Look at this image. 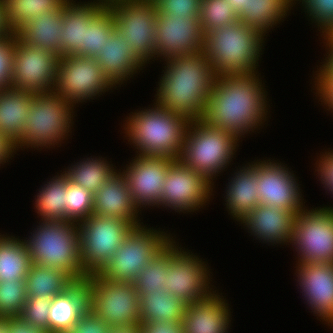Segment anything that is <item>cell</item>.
Segmentation results:
<instances>
[{
    "instance_id": "obj_1",
    "label": "cell",
    "mask_w": 333,
    "mask_h": 333,
    "mask_svg": "<svg viewBox=\"0 0 333 333\" xmlns=\"http://www.w3.org/2000/svg\"><path fill=\"white\" fill-rule=\"evenodd\" d=\"M256 74L217 76L200 120L239 141L242 135L255 132L268 115L267 91Z\"/></svg>"
},
{
    "instance_id": "obj_2",
    "label": "cell",
    "mask_w": 333,
    "mask_h": 333,
    "mask_svg": "<svg viewBox=\"0 0 333 333\" xmlns=\"http://www.w3.org/2000/svg\"><path fill=\"white\" fill-rule=\"evenodd\" d=\"M163 60L166 70L158 82L156 103L190 121L199 120L216 78L207 57L201 51Z\"/></svg>"
},
{
    "instance_id": "obj_3",
    "label": "cell",
    "mask_w": 333,
    "mask_h": 333,
    "mask_svg": "<svg viewBox=\"0 0 333 333\" xmlns=\"http://www.w3.org/2000/svg\"><path fill=\"white\" fill-rule=\"evenodd\" d=\"M265 36L240 20L204 34L203 53L215 76L257 73Z\"/></svg>"
},
{
    "instance_id": "obj_4",
    "label": "cell",
    "mask_w": 333,
    "mask_h": 333,
    "mask_svg": "<svg viewBox=\"0 0 333 333\" xmlns=\"http://www.w3.org/2000/svg\"><path fill=\"white\" fill-rule=\"evenodd\" d=\"M153 105L151 109H142L127 117L124 125L127 139L140 155L178 159L190 120L156 102Z\"/></svg>"
},
{
    "instance_id": "obj_5",
    "label": "cell",
    "mask_w": 333,
    "mask_h": 333,
    "mask_svg": "<svg viewBox=\"0 0 333 333\" xmlns=\"http://www.w3.org/2000/svg\"><path fill=\"white\" fill-rule=\"evenodd\" d=\"M78 223L42 221L32 236L25 240L33 264L56 268L67 273L75 282L89 275L82 267ZM37 229V230H36Z\"/></svg>"
},
{
    "instance_id": "obj_6",
    "label": "cell",
    "mask_w": 333,
    "mask_h": 333,
    "mask_svg": "<svg viewBox=\"0 0 333 333\" xmlns=\"http://www.w3.org/2000/svg\"><path fill=\"white\" fill-rule=\"evenodd\" d=\"M238 139L231 133L203 123L190 121L178 160L203 174L211 183L234 157ZM235 151V152H234Z\"/></svg>"
},
{
    "instance_id": "obj_7",
    "label": "cell",
    "mask_w": 333,
    "mask_h": 333,
    "mask_svg": "<svg viewBox=\"0 0 333 333\" xmlns=\"http://www.w3.org/2000/svg\"><path fill=\"white\" fill-rule=\"evenodd\" d=\"M74 106L64 100L55 89L36 93L27 111L23 134L15 144L16 150L23 146L49 148L61 143L69 135L74 123Z\"/></svg>"
},
{
    "instance_id": "obj_8",
    "label": "cell",
    "mask_w": 333,
    "mask_h": 333,
    "mask_svg": "<svg viewBox=\"0 0 333 333\" xmlns=\"http://www.w3.org/2000/svg\"><path fill=\"white\" fill-rule=\"evenodd\" d=\"M88 310L110 327L140 323L139 294L133 282L112 281L98 273L85 278Z\"/></svg>"
},
{
    "instance_id": "obj_9",
    "label": "cell",
    "mask_w": 333,
    "mask_h": 333,
    "mask_svg": "<svg viewBox=\"0 0 333 333\" xmlns=\"http://www.w3.org/2000/svg\"><path fill=\"white\" fill-rule=\"evenodd\" d=\"M140 224L142 223L95 214L78 223L83 269L89 275L98 273L117 252L133 227Z\"/></svg>"
},
{
    "instance_id": "obj_10",
    "label": "cell",
    "mask_w": 333,
    "mask_h": 333,
    "mask_svg": "<svg viewBox=\"0 0 333 333\" xmlns=\"http://www.w3.org/2000/svg\"><path fill=\"white\" fill-rule=\"evenodd\" d=\"M172 238L170 234L141 224L134 226L98 274L112 281L133 282Z\"/></svg>"
},
{
    "instance_id": "obj_11",
    "label": "cell",
    "mask_w": 333,
    "mask_h": 333,
    "mask_svg": "<svg viewBox=\"0 0 333 333\" xmlns=\"http://www.w3.org/2000/svg\"><path fill=\"white\" fill-rule=\"evenodd\" d=\"M115 29L127 41L133 55L145 66L155 57L157 11L151 0H127L107 6ZM148 61V62H147Z\"/></svg>"
},
{
    "instance_id": "obj_12",
    "label": "cell",
    "mask_w": 333,
    "mask_h": 333,
    "mask_svg": "<svg viewBox=\"0 0 333 333\" xmlns=\"http://www.w3.org/2000/svg\"><path fill=\"white\" fill-rule=\"evenodd\" d=\"M291 243L298 263H333V207L298 212Z\"/></svg>"
},
{
    "instance_id": "obj_13",
    "label": "cell",
    "mask_w": 333,
    "mask_h": 333,
    "mask_svg": "<svg viewBox=\"0 0 333 333\" xmlns=\"http://www.w3.org/2000/svg\"><path fill=\"white\" fill-rule=\"evenodd\" d=\"M113 87L95 58L59 57L55 90L67 102L76 105L78 102L92 100Z\"/></svg>"
},
{
    "instance_id": "obj_14",
    "label": "cell",
    "mask_w": 333,
    "mask_h": 333,
    "mask_svg": "<svg viewBox=\"0 0 333 333\" xmlns=\"http://www.w3.org/2000/svg\"><path fill=\"white\" fill-rule=\"evenodd\" d=\"M59 57L49 50L28 46L16 36L11 87L35 94L54 90Z\"/></svg>"
},
{
    "instance_id": "obj_15",
    "label": "cell",
    "mask_w": 333,
    "mask_h": 333,
    "mask_svg": "<svg viewBox=\"0 0 333 333\" xmlns=\"http://www.w3.org/2000/svg\"><path fill=\"white\" fill-rule=\"evenodd\" d=\"M164 183L158 208L161 205L179 213L194 212L209 203L214 185L178 159L169 166Z\"/></svg>"
},
{
    "instance_id": "obj_16",
    "label": "cell",
    "mask_w": 333,
    "mask_h": 333,
    "mask_svg": "<svg viewBox=\"0 0 333 333\" xmlns=\"http://www.w3.org/2000/svg\"><path fill=\"white\" fill-rule=\"evenodd\" d=\"M181 246L171 256L166 266L165 289L167 293L190 304L208 298L215 291L210 288L207 264Z\"/></svg>"
},
{
    "instance_id": "obj_17",
    "label": "cell",
    "mask_w": 333,
    "mask_h": 333,
    "mask_svg": "<svg viewBox=\"0 0 333 333\" xmlns=\"http://www.w3.org/2000/svg\"><path fill=\"white\" fill-rule=\"evenodd\" d=\"M268 161L255 162L260 204L289 212L304 211L301 189L294 174L281 162Z\"/></svg>"
},
{
    "instance_id": "obj_18",
    "label": "cell",
    "mask_w": 333,
    "mask_h": 333,
    "mask_svg": "<svg viewBox=\"0 0 333 333\" xmlns=\"http://www.w3.org/2000/svg\"><path fill=\"white\" fill-rule=\"evenodd\" d=\"M134 158L122 172L132 199L139 210L158 206L168 168L176 159L140 154Z\"/></svg>"
},
{
    "instance_id": "obj_19",
    "label": "cell",
    "mask_w": 333,
    "mask_h": 333,
    "mask_svg": "<svg viewBox=\"0 0 333 333\" xmlns=\"http://www.w3.org/2000/svg\"><path fill=\"white\" fill-rule=\"evenodd\" d=\"M156 25V57L169 59L203 51L204 34L199 18L157 13Z\"/></svg>"
},
{
    "instance_id": "obj_20",
    "label": "cell",
    "mask_w": 333,
    "mask_h": 333,
    "mask_svg": "<svg viewBox=\"0 0 333 333\" xmlns=\"http://www.w3.org/2000/svg\"><path fill=\"white\" fill-rule=\"evenodd\" d=\"M302 296L315 316L333 326V263H297Z\"/></svg>"
},
{
    "instance_id": "obj_21",
    "label": "cell",
    "mask_w": 333,
    "mask_h": 333,
    "mask_svg": "<svg viewBox=\"0 0 333 333\" xmlns=\"http://www.w3.org/2000/svg\"><path fill=\"white\" fill-rule=\"evenodd\" d=\"M297 214L298 212L260 204L240 222L246 226L251 235L256 236V239L273 245L276 243L289 245Z\"/></svg>"
},
{
    "instance_id": "obj_22",
    "label": "cell",
    "mask_w": 333,
    "mask_h": 333,
    "mask_svg": "<svg viewBox=\"0 0 333 333\" xmlns=\"http://www.w3.org/2000/svg\"><path fill=\"white\" fill-rule=\"evenodd\" d=\"M95 1L77 4L73 0H67L64 3L62 15L63 36H60L62 57H85L86 25H89L106 7V5Z\"/></svg>"
},
{
    "instance_id": "obj_23",
    "label": "cell",
    "mask_w": 333,
    "mask_h": 333,
    "mask_svg": "<svg viewBox=\"0 0 333 333\" xmlns=\"http://www.w3.org/2000/svg\"><path fill=\"white\" fill-rule=\"evenodd\" d=\"M216 291L208 298L186 305L183 333H228L231 322L229 304Z\"/></svg>"
},
{
    "instance_id": "obj_24",
    "label": "cell",
    "mask_w": 333,
    "mask_h": 333,
    "mask_svg": "<svg viewBox=\"0 0 333 333\" xmlns=\"http://www.w3.org/2000/svg\"><path fill=\"white\" fill-rule=\"evenodd\" d=\"M139 209L130 194L123 173L118 171L94 194L93 214L116 217L127 222H139Z\"/></svg>"
},
{
    "instance_id": "obj_25",
    "label": "cell",
    "mask_w": 333,
    "mask_h": 333,
    "mask_svg": "<svg viewBox=\"0 0 333 333\" xmlns=\"http://www.w3.org/2000/svg\"><path fill=\"white\" fill-rule=\"evenodd\" d=\"M95 59L114 86L123 84V81L133 77L137 70H142L144 66L133 55L127 41L116 29Z\"/></svg>"
},
{
    "instance_id": "obj_26",
    "label": "cell",
    "mask_w": 333,
    "mask_h": 333,
    "mask_svg": "<svg viewBox=\"0 0 333 333\" xmlns=\"http://www.w3.org/2000/svg\"><path fill=\"white\" fill-rule=\"evenodd\" d=\"M87 310V285L85 280L76 281L64 293L51 299L49 333H68Z\"/></svg>"
},
{
    "instance_id": "obj_27",
    "label": "cell",
    "mask_w": 333,
    "mask_h": 333,
    "mask_svg": "<svg viewBox=\"0 0 333 333\" xmlns=\"http://www.w3.org/2000/svg\"><path fill=\"white\" fill-rule=\"evenodd\" d=\"M63 7L33 18L16 35L26 45L49 50L62 57Z\"/></svg>"
},
{
    "instance_id": "obj_28",
    "label": "cell",
    "mask_w": 333,
    "mask_h": 333,
    "mask_svg": "<svg viewBox=\"0 0 333 333\" xmlns=\"http://www.w3.org/2000/svg\"><path fill=\"white\" fill-rule=\"evenodd\" d=\"M228 182L226 207L236 221H241L255 207L260 205L255 163L243 166Z\"/></svg>"
},
{
    "instance_id": "obj_29",
    "label": "cell",
    "mask_w": 333,
    "mask_h": 333,
    "mask_svg": "<svg viewBox=\"0 0 333 333\" xmlns=\"http://www.w3.org/2000/svg\"><path fill=\"white\" fill-rule=\"evenodd\" d=\"M35 93L5 88L0 90V132L15 144L23 134V124Z\"/></svg>"
},
{
    "instance_id": "obj_30",
    "label": "cell",
    "mask_w": 333,
    "mask_h": 333,
    "mask_svg": "<svg viewBox=\"0 0 333 333\" xmlns=\"http://www.w3.org/2000/svg\"><path fill=\"white\" fill-rule=\"evenodd\" d=\"M186 305L166 289L144 294L139 297L140 324L182 322Z\"/></svg>"
},
{
    "instance_id": "obj_31",
    "label": "cell",
    "mask_w": 333,
    "mask_h": 333,
    "mask_svg": "<svg viewBox=\"0 0 333 333\" xmlns=\"http://www.w3.org/2000/svg\"><path fill=\"white\" fill-rule=\"evenodd\" d=\"M293 1L295 0H248V8L242 9L237 14V19L265 36L292 9L295 3Z\"/></svg>"
},
{
    "instance_id": "obj_32",
    "label": "cell",
    "mask_w": 333,
    "mask_h": 333,
    "mask_svg": "<svg viewBox=\"0 0 333 333\" xmlns=\"http://www.w3.org/2000/svg\"><path fill=\"white\" fill-rule=\"evenodd\" d=\"M32 264L23 239L0 235V281L25 279Z\"/></svg>"
},
{
    "instance_id": "obj_33",
    "label": "cell",
    "mask_w": 333,
    "mask_h": 333,
    "mask_svg": "<svg viewBox=\"0 0 333 333\" xmlns=\"http://www.w3.org/2000/svg\"><path fill=\"white\" fill-rule=\"evenodd\" d=\"M75 281L65 272L32 264L25 277L27 297L53 298L64 293Z\"/></svg>"
},
{
    "instance_id": "obj_34",
    "label": "cell",
    "mask_w": 333,
    "mask_h": 333,
    "mask_svg": "<svg viewBox=\"0 0 333 333\" xmlns=\"http://www.w3.org/2000/svg\"><path fill=\"white\" fill-rule=\"evenodd\" d=\"M66 192L67 176L64 172L42 186L34 205L41 221H65Z\"/></svg>"
},
{
    "instance_id": "obj_35",
    "label": "cell",
    "mask_w": 333,
    "mask_h": 333,
    "mask_svg": "<svg viewBox=\"0 0 333 333\" xmlns=\"http://www.w3.org/2000/svg\"><path fill=\"white\" fill-rule=\"evenodd\" d=\"M176 245L175 240L171 239L137 275L133 285L139 297L165 289L166 266L171 256L180 248Z\"/></svg>"
},
{
    "instance_id": "obj_36",
    "label": "cell",
    "mask_w": 333,
    "mask_h": 333,
    "mask_svg": "<svg viewBox=\"0 0 333 333\" xmlns=\"http://www.w3.org/2000/svg\"><path fill=\"white\" fill-rule=\"evenodd\" d=\"M117 170L109 164L105 158H84L68 168L64 174L69 180L77 183L94 195L98 189L106 183Z\"/></svg>"
},
{
    "instance_id": "obj_37",
    "label": "cell",
    "mask_w": 333,
    "mask_h": 333,
    "mask_svg": "<svg viewBox=\"0 0 333 333\" xmlns=\"http://www.w3.org/2000/svg\"><path fill=\"white\" fill-rule=\"evenodd\" d=\"M67 0H4L6 23L12 34H16L33 18L47 11L62 8Z\"/></svg>"
},
{
    "instance_id": "obj_38",
    "label": "cell",
    "mask_w": 333,
    "mask_h": 333,
    "mask_svg": "<svg viewBox=\"0 0 333 333\" xmlns=\"http://www.w3.org/2000/svg\"><path fill=\"white\" fill-rule=\"evenodd\" d=\"M114 31V16L106 6L86 25L85 57L95 58Z\"/></svg>"
},
{
    "instance_id": "obj_39",
    "label": "cell",
    "mask_w": 333,
    "mask_h": 333,
    "mask_svg": "<svg viewBox=\"0 0 333 333\" xmlns=\"http://www.w3.org/2000/svg\"><path fill=\"white\" fill-rule=\"evenodd\" d=\"M94 195L67 177L65 221L80 223L93 214Z\"/></svg>"
},
{
    "instance_id": "obj_40",
    "label": "cell",
    "mask_w": 333,
    "mask_h": 333,
    "mask_svg": "<svg viewBox=\"0 0 333 333\" xmlns=\"http://www.w3.org/2000/svg\"><path fill=\"white\" fill-rule=\"evenodd\" d=\"M237 20V13L226 0L201 1L199 21L203 34Z\"/></svg>"
},
{
    "instance_id": "obj_41",
    "label": "cell",
    "mask_w": 333,
    "mask_h": 333,
    "mask_svg": "<svg viewBox=\"0 0 333 333\" xmlns=\"http://www.w3.org/2000/svg\"><path fill=\"white\" fill-rule=\"evenodd\" d=\"M26 300L25 279L0 281V316L20 317Z\"/></svg>"
},
{
    "instance_id": "obj_42",
    "label": "cell",
    "mask_w": 333,
    "mask_h": 333,
    "mask_svg": "<svg viewBox=\"0 0 333 333\" xmlns=\"http://www.w3.org/2000/svg\"><path fill=\"white\" fill-rule=\"evenodd\" d=\"M302 2L305 12L308 13L312 23L322 30L323 36L333 35V0H295Z\"/></svg>"
},
{
    "instance_id": "obj_43",
    "label": "cell",
    "mask_w": 333,
    "mask_h": 333,
    "mask_svg": "<svg viewBox=\"0 0 333 333\" xmlns=\"http://www.w3.org/2000/svg\"><path fill=\"white\" fill-rule=\"evenodd\" d=\"M52 298L27 297L20 318L34 327L49 333V309Z\"/></svg>"
},
{
    "instance_id": "obj_44",
    "label": "cell",
    "mask_w": 333,
    "mask_h": 333,
    "mask_svg": "<svg viewBox=\"0 0 333 333\" xmlns=\"http://www.w3.org/2000/svg\"><path fill=\"white\" fill-rule=\"evenodd\" d=\"M159 14L171 17L199 18L202 0H151Z\"/></svg>"
},
{
    "instance_id": "obj_45",
    "label": "cell",
    "mask_w": 333,
    "mask_h": 333,
    "mask_svg": "<svg viewBox=\"0 0 333 333\" xmlns=\"http://www.w3.org/2000/svg\"><path fill=\"white\" fill-rule=\"evenodd\" d=\"M16 34L0 39V90L11 87L14 40Z\"/></svg>"
},
{
    "instance_id": "obj_46",
    "label": "cell",
    "mask_w": 333,
    "mask_h": 333,
    "mask_svg": "<svg viewBox=\"0 0 333 333\" xmlns=\"http://www.w3.org/2000/svg\"><path fill=\"white\" fill-rule=\"evenodd\" d=\"M110 326L87 310L68 333H109Z\"/></svg>"
},
{
    "instance_id": "obj_47",
    "label": "cell",
    "mask_w": 333,
    "mask_h": 333,
    "mask_svg": "<svg viewBox=\"0 0 333 333\" xmlns=\"http://www.w3.org/2000/svg\"><path fill=\"white\" fill-rule=\"evenodd\" d=\"M318 160V163L316 162L318 167L315 171H317L324 188L333 194V150L321 154Z\"/></svg>"
},
{
    "instance_id": "obj_48",
    "label": "cell",
    "mask_w": 333,
    "mask_h": 333,
    "mask_svg": "<svg viewBox=\"0 0 333 333\" xmlns=\"http://www.w3.org/2000/svg\"><path fill=\"white\" fill-rule=\"evenodd\" d=\"M315 89L319 100L333 112V77H315Z\"/></svg>"
},
{
    "instance_id": "obj_49",
    "label": "cell",
    "mask_w": 333,
    "mask_h": 333,
    "mask_svg": "<svg viewBox=\"0 0 333 333\" xmlns=\"http://www.w3.org/2000/svg\"><path fill=\"white\" fill-rule=\"evenodd\" d=\"M142 333H183L182 322H150L141 324Z\"/></svg>"
},
{
    "instance_id": "obj_50",
    "label": "cell",
    "mask_w": 333,
    "mask_h": 333,
    "mask_svg": "<svg viewBox=\"0 0 333 333\" xmlns=\"http://www.w3.org/2000/svg\"><path fill=\"white\" fill-rule=\"evenodd\" d=\"M325 45L328 50V57H325V61L318 69L317 76L315 77H333V35L323 36Z\"/></svg>"
},
{
    "instance_id": "obj_51",
    "label": "cell",
    "mask_w": 333,
    "mask_h": 333,
    "mask_svg": "<svg viewBox=\"0 0 333 333\" xmlns=\"http://www.w3.org/2000/svg\"><path fill=\"white\" fill-rule=\"evenodd\" d=\"M8 333H48V331L34 327L20 317L8 318Z\"/></svg>"
},
{
    "instance_id": "obj_52",
    "label": "cell",
    "mask_w": 333,
    "mask_h": 333,
    "mask_svg": "<svg viewBox=\"0 0 333 333\" xmlns=\"http://www.w3.org/2000/svg\"><path fill=\"white\" fill-rule=\"evenodd\" d=\"M16 151L15 143L0 132V164H4L6 161L8 162V160L14 156L13 153H16Z\"/></svg>"
},
{
    "instance_id": "obj_53",
    "label": "cell",
    "mask_w": 333,
    "mask_h": 333,
    "mask_svg": "<svg viewBox=\"0 0 333 333\" xmlns=\"http://www.w3.org/2000/svg\"><path fill=\"white\" fill-rule=\"evenodd\" d=\"M12 35L6 23V12L4 0H0V39Z\"/></svg>"
},
{
    "instance_id": "obj_54",
    "label": "cell",
    "mask_w": 333,
    "mask_h": 333,
    "mask_svg": "<svg viewBox=\"0 0 333 333\" xmlns=\"http://www.w3.org/2000/svg\"><path fill=\"white\" fill-rule=\"evenodd\" d=\"M109 333H142L141 324L110 327Z\"/></svg>"
},
{
    "instance_id": "obj_55",
    "label": "cell",
    "mask_w": 333,
    "mask_h": 333,
    "mask_svg": "<svg viewBox=\"0 0 333 333\" xmlns=\"http://www.w3.org/2000/svg\"><path fill=\"white\" fill-rule=\"evenodd\" d=\"M238 14L242 9L248 8V0H226Z\"/></svg>"
},
{
    "instance_id": "obj_56",
    "label": "cell",
    "mask_w": 333,
    "mask_h": 333,
    "mask_svg": "<svg viewBox=\"0 0 333 333\" xmlns=\"http://www.w3.org/2000/svg\"><path fill=\"white\" fill-rule=\"evenodd\" d=\"M0 333H8V318L0 316Z\"/></svg>"
},
{
    "instance_id": "obj_57",
    "label": "cell",
    "mask_w": 333,
    "mask_h": 333,
    "mask_svg": "<svg viewBox=\"0 0 333 333\" xmlns=\"http://www.w3.org/2000/svg\"><path fill=\"white\" fill-rule=\"evenodd\" d=\"M119 1H127V0H97L96 2H99L102 5L108 6V5L112 4L113 2H119Z\"/></svg>"
}]
</instances>
